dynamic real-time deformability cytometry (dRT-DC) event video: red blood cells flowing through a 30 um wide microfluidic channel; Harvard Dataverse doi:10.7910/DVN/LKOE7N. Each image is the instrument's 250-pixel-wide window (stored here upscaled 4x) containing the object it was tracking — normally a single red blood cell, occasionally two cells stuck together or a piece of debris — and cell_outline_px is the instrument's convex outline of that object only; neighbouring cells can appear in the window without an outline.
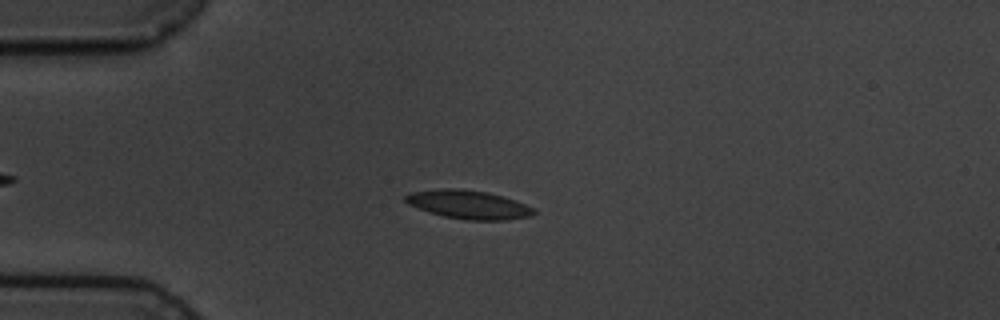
{"species": "common noctule bat (a hibernating species)", "species_latin": "Nyctalus noctula", "temperature_condition": "cold", "stored_images_in_passage": 6, "camera_frame_rate_fps": 3000, "um_per_image_px": 0.085, "animal": {"sex": "male", "body_mass_g": 19.5, "forearm_length_mm": 54.6}, "frame": {"image": 1, "passage_image": 2, "time_ms": 1.333, "image_size_px": [1000, 320], "cell_outline_px": [[536, 212], [532, 216], [508, 220], [468, 220], [444, 216], [428, 212], [408, 204], [404, 200], [404, 196], [412, 192], [440, 188], [460, 188], [488, 192], [516, 200], [536, 208]], "centroid_in_image_um": [39.86, 17.38], "position_along_channel_um": 45.1, "area_um2": 21.62}}
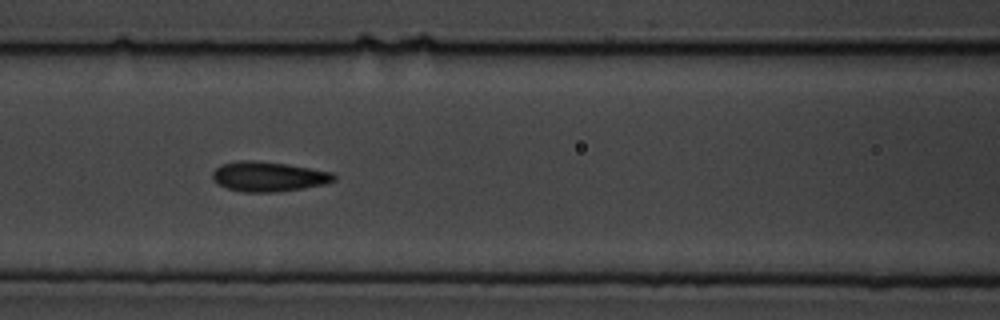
{"frame": {"image": 2, "passage_image": 5, "time_ms": 4.667, "image_size_px": [1000, 320], "cell_outline_px": [[336, 180], [328, 184], [304, 188], [276, 192], [244, 192], [228, 188], [216, 184], [212, 180], [212, 172], [220, 164], [240, 160], [256, 160], [284, 164], [332, 172], [336, 176]], "centroid_in_image_um": [22.8, 15.01], "position_along_channel_um": 143.8, "area_um2": 21.27}}
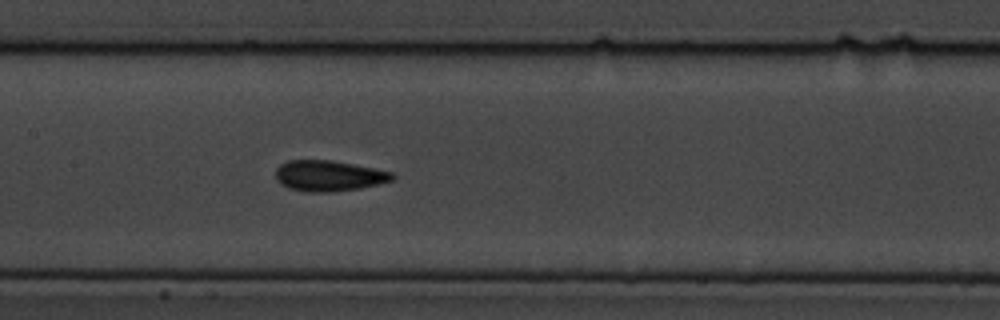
{"frame": {"image": 3, "passage_image": 6, "time_ms": 5.667, "image_size_px": [1000, 320], "cell_outline_px": [[396, 176], [392, 180], [360, 188], [328, 192], [308, 192], [288, 188], [280, 184], [276, 180], [276, 168], [280, 164], [288, 160], [332, 160], [396, 172]], "centroid_in_image_um": [27.94, 14.93], "position_along_channel_um": 179.5, "area_um2": 21.04}}